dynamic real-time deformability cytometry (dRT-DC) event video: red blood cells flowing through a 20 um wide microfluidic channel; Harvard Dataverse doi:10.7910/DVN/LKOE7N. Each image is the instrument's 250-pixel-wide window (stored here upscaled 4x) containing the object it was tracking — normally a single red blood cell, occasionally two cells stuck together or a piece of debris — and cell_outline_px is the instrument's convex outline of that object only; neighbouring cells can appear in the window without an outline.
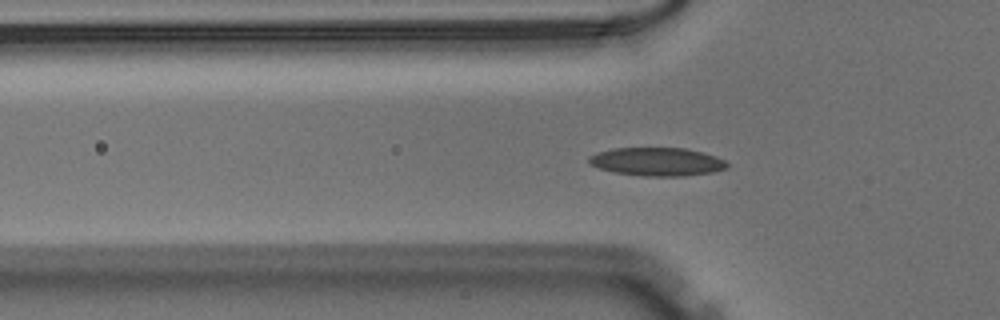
{"species": "Egyptian fruit bat (a non-hibernating species)", "species_latin": "Rousettus aegyptiacus", "temperature_condition": "warm", "stored_images_in_passage": 38, "segment_of_instrument_passage": [1, 2], "camera_frame_rate_fps": 3000, "um_per_image_px": 0.085, "animal": {"sex": "male"}, "frame": {"image": 1, "passage_image": 3, "time_ms": 0.667, "image_size_px": [1000, 320], "cell_outline_px": [[728, 168], [712, 172], [684, 176], [644, 176], [616, 172], [600, 168], [588, 164], [588, 156], [596, 152], [612, 148], [684, 148], [716, 156], [724, 160], [728, 164]], "centroid_in_image_um": [55.82, 13.74], "position_along_channel_um": 70.0, "area_um2": 22.77}}
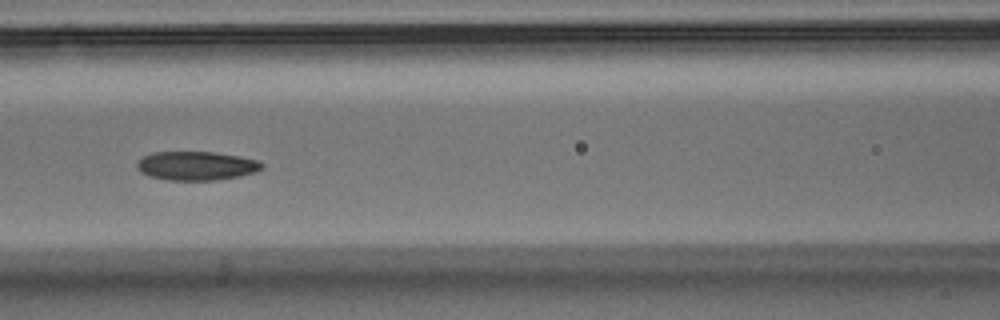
{"frame": {"image": 2, "passage_image": 9, "time_ms": 2.667, "image_size_px": [1000, 320], "cell_outline_px": [[264, 168], [256, 172], [240, 176], [216, 180], [168, 180], [148, 176], [140, 172], [136, 168], [136, 164], [144, 156], [152, 152], [212, 152], [240, 156], [260, 160], [264, 164]], "centroid_in_image_um": [16.72, 14.09], "position_along_channel_um": 149.9, "area_um2": 21.21}}
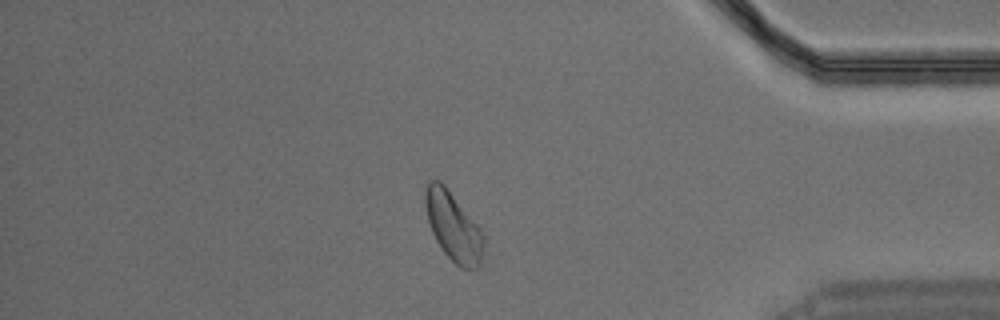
{"frame": {"image": 3, "passage_image": 30, "time_ms": 9.667, "image_size_px": [1000, 320], "cell_outline_px": [[484, 240], [480, 268], [460, 268], [444, 252], [436, 240], [432, 232], [428, 220], [424, 204], [424, 192], [428, 180], [440, 180], [444, 184], [480, 228], [484, 236]], "centroid_in_image_um": [38.51, 19.24], "position_along_channel_um": 396.7, "area_um2": 23.29}}